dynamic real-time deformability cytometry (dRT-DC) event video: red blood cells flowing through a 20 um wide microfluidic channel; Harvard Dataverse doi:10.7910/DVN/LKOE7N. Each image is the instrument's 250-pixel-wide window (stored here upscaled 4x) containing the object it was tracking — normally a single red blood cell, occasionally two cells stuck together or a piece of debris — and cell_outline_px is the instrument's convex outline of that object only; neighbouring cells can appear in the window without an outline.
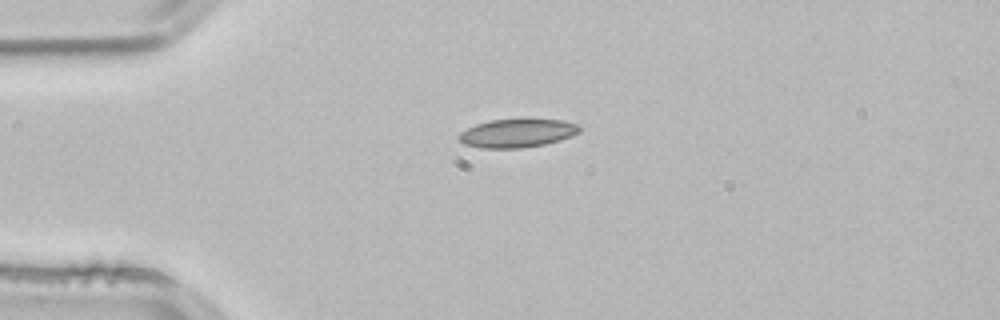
{"species": "common noctule bat (a hibernating species)", "species_latin": "Nyctalus noctula", "temperature_condition": "room temperature", "stored_images_in_passage": 1, "camera_frame_rate_fps": 3000, "um_per_image_px": 0.085, "animal": {"sex": "male", "body_mass_g": 21.5, "forearm_length_mm": 52.0}, "frame": {"image": 1, "passage_image": 1, "time_ms": 0.0, "image_size_px": [1000, 320], "cell_outline_px": [[580, 132], [572, 136], [560, 140], [544, 144], [520, 148], [480, 148], [464, 144], [456, 136], [460, 132], [476, 124], [488, 120], [560, 120], [580, 124]], "centroid_in_image_um": [43.95, 11.33], "position_along_channel_um": 41.1, "area_um2": 19.88}}